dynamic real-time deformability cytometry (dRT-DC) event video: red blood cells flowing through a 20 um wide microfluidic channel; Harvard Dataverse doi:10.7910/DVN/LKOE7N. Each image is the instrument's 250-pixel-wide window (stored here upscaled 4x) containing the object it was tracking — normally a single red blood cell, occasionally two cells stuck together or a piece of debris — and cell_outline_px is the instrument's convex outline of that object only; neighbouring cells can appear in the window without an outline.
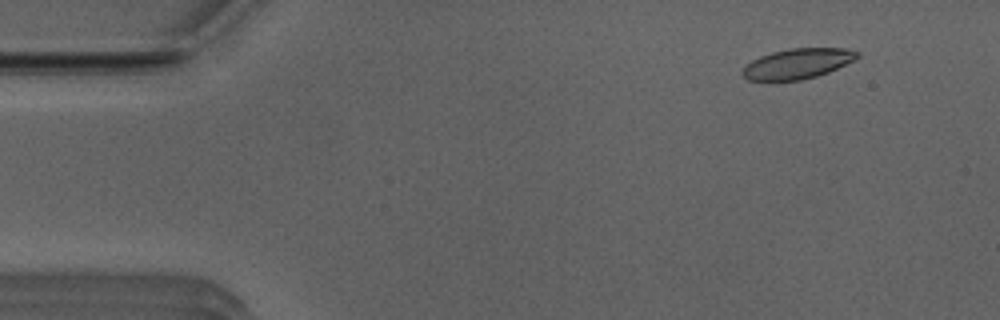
{"species": "Egyptian fruit bat (a non-hibernating species)", "species_latin": "Rousettus aegyptiacus", "temperature_condition": "room temperature", "stored_images_in_passage": 50, "camera_frame_rate_fps": 3000, "um_per_image_px": 0.085, "animal": {"sex": "male"}, "frame": {"image": 1, "passage_image": 3, "time_ms": 0.667, "image_size_px": [1000, 320], "cell_outline_px": [[860, 56], [856, 60], [828, 72], [816, 76], [800, 80], [748, 80], [740, 72], [752, 60], [760, 56], [772, 52], [788, 48], [844, 48], [860, 52]], "centroid_in_image_um": [67.83, 5.4], "position_along_channel_um": 17.2, "area_um2": 20.17}}
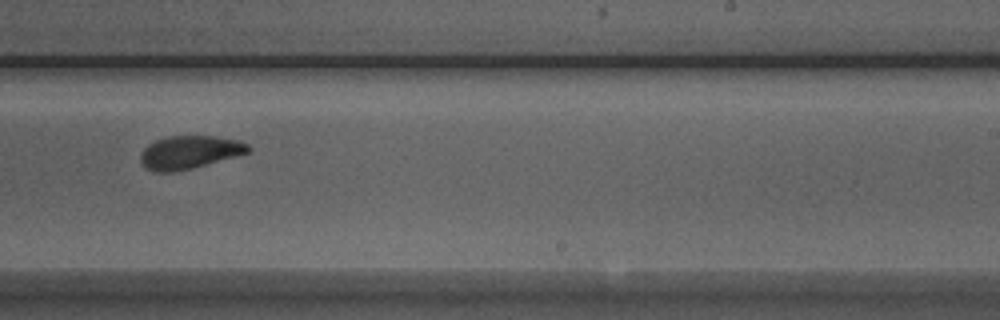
{"frame": {"image": 2, "passage_image": 30, "time_ms": 9.667, "image_size_px": [1000, 320], "cell_outline_px": [[252, 148], [248, 152], [236, 156], [192, 168], [172, 172], [152, 172], [144, 168], [140, 160], [140, 156], [144, 148], [148, 144], [156, 140], [168, 136], [212, 136], [240, 140], [248, 144]], "centroid_in_image_um": [16.08, 12.94], "position_along_channel_um": 272.9, "area_um2": 20.81}}
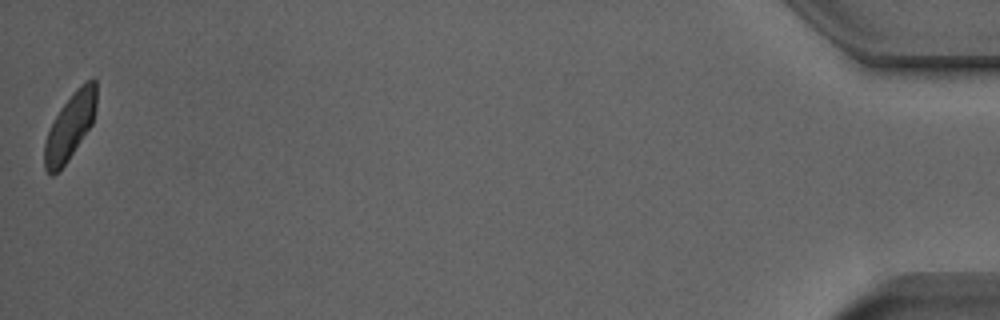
{"frame": {"image": 3, "passage_image": 50, "time_ms": 16.333, "image_size_px": [1000, 320], "cell_outline_px": [[96, 108], [92, 124], [68, 160], [52, 176], [44, 168], [44, 144], [48, 132], [60, 108], [76, 88], [92, 76], [96, 80]], "centroid_in_image_um": [5.97, 10.7], "position_along_channel_um": 429.2, "area_um2": 19.88}, "authors_computed_cell_mechanics": {"area_um2": 21.2126, "velocity_mm_per_s": 3.8851, "shape_relaxation_time_tau1_ms": 4.2966, "shape_relaxation_time_tau2_ms": 0.6585, "deformation_change_tau1": 0.1329, "deformation_change_tau2": 0.0435}}